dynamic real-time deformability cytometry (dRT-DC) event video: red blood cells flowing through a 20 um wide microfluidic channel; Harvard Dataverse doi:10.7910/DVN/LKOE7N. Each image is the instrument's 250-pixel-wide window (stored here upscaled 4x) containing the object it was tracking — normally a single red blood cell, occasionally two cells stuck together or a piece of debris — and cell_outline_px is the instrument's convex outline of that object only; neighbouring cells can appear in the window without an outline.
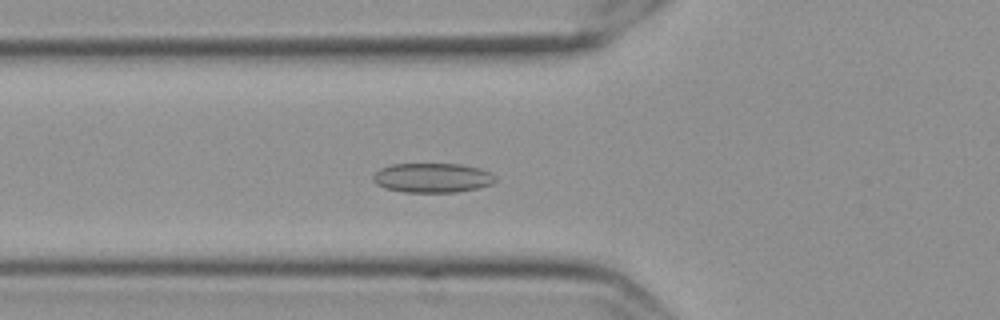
{"species": "Egyptian fruit bat (a non-hibernating species)", "species_latin": "Rousettus aegyptiacus", "temperature_condition": "cold", "stored_images_in_passage": 58, "camera_frame_rate_fps": 3000, "um_per_image_px": 0.085, "frame": {"image": 1, "passage_image": 21, "time_ms": 6.667, "image_size_px": [1000, 320], "cell_outline_px": [[496, 180], [492, 184], [476, 188], [456, 192], [404, 192], [384, 188], [376, 184], [372, 180], [372, 176], [380, 168], [392, 164], [460, 164], [480, 168], [496, 176]], "centroid_in_image_um": [36.72, 15.11], "position_along_channel_um": 89.1, "area_um2": 21.04}}
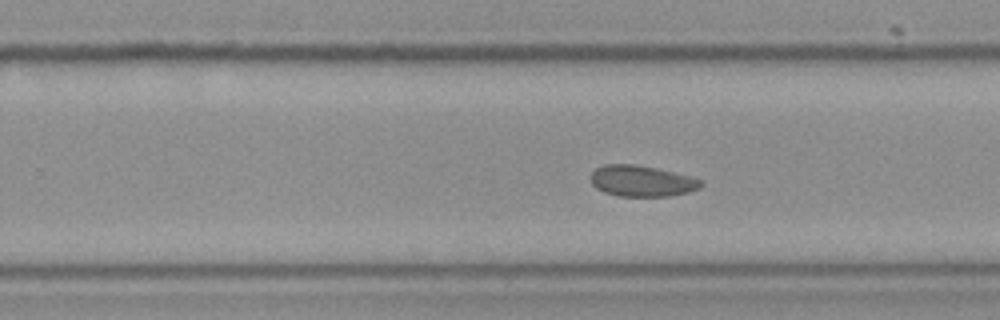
{"frame": {"image": 2, "passage_image": 37, "time_ms": 12.0, "image_size_px": [1000, 320], "cell_outline_px": [[704, 184], [700, 188], [688, 192], [668, 196], [620, 196], [604, 192], [596, 188], [592, 184], [588, 176], [596, 168], [604, 164], [632, 164], [656, 168], [688, 176], [700, 180]], "centroid_in_image_um": [54.5, 15.38], "position_along_channel_um": 275.3, "area_um2": 19.88}}
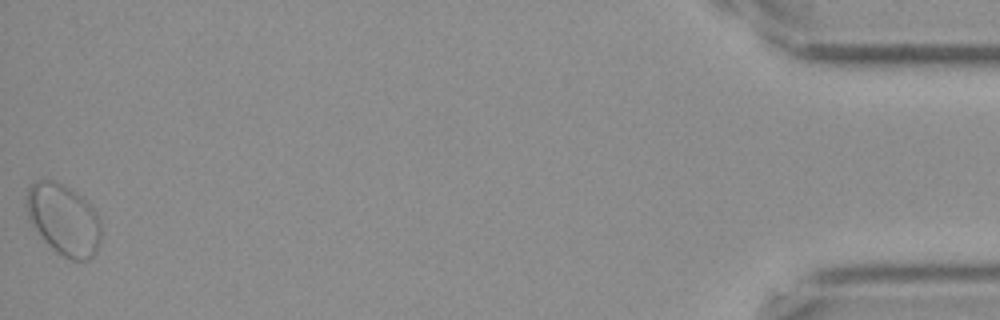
{"frame": {"image": 3, "passage_image": 58, "time_ms": 19.0, "image_size_px": [1000, 320], "cell_outline_px": [[100, 244], [96, 252], [88, 260], [72, 260], [56, 252], [44, 240], [28, 220], [28, 188], [36, 180], [52, 180], [76, 192], [96, 212], [100, 220]], "centroid_in_image_um": [5.42, 18.69], "position_along_channel_um": 429.8, "area_um2": 30.4}, "authors_computed_cell_mechanics": {"area_um2": 21.9351, "velocity_mm_per_s": 3.4887, "shape_relaxation_time_tau1_ms": null, "shape_relaxation_time_tau2_ms": 4.3031, "deformation_change_tau1": null, "deformation_change_tau2": 0.0741}}